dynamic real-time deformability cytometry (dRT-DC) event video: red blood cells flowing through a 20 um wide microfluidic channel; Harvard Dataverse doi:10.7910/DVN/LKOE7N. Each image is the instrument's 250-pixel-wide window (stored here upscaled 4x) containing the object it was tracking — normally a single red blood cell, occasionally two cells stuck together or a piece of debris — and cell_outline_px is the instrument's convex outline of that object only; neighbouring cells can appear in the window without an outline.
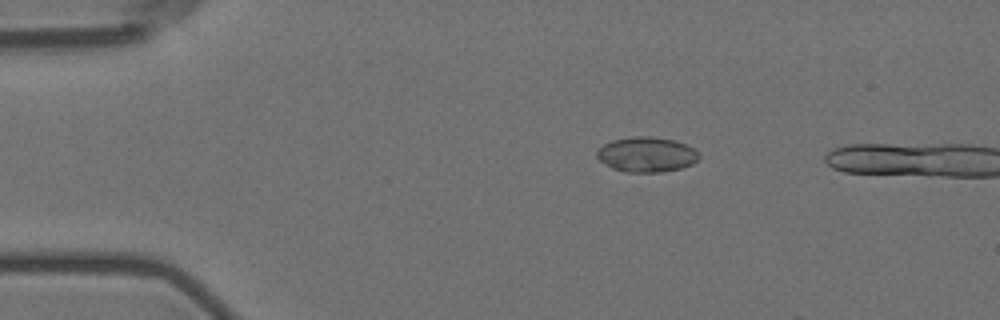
{"species": "Egyptian fruit bat (a non-hibernating species)", "species_latin": "Rousettus aegyptiacus", "temperature_condition": "room temperature", "stored_images_in_passage": 5, "camera_frame_rate_fps": 3000, "um_per_image_px": 0.085, "animal": {"sex": "female"}, "frame": {"image": 1, "passage_image": 3, "time_ms": 2.333, "image_size_px": [1000, 320], "cell_outline_px": [[700, 156], [692, 164], [680, 168], [660, 172], [624, 172], [612, 168], [604, 164], [596, 156], [596, 152], [604, 144], [612, 140], [632, 136], [652, 136], [676, 140], [692, 148]], "centroid_in_image_um": [54.93, 13.13], "position_along_channel_um": 30.1, "area_um2": 20.81}}